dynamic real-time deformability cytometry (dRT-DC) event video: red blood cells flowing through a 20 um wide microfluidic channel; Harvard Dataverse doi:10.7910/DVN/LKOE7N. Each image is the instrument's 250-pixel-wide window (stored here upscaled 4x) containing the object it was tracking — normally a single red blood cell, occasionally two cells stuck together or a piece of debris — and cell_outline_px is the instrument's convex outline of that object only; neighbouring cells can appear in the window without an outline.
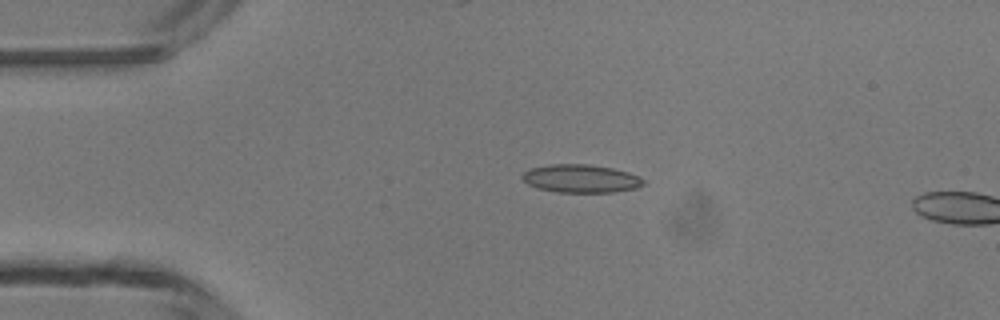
{"species": "common noctule bat (a hibernating species)", "species_latin": "Nyctalus noctula", "temperature_condition": "room temperature", "stored_images_in_passage": 4, "camera_frame_rate_fps": 3000, "um_per_image_px": 0.085, "animal": {"sex": "male", "body_mass_g": 13.3}, "frame": {"image": 1, "passage_image": 3, "time_ms": 2.333, "image_size_px": [1000, 320], "cell_outline_px": [[644, 184], [636, 188], [612, 192], [556, 192], [536, 188], [528, 184], [520, 176], [528, 168], [552, 164], [588, 164], [612, 168], [628, 172], [640, 176], [644, 180]], "centroid_in_image_um": [49.35, 15.17], "position_along_channel_um": 35.6, "area_um2": 19.94}}